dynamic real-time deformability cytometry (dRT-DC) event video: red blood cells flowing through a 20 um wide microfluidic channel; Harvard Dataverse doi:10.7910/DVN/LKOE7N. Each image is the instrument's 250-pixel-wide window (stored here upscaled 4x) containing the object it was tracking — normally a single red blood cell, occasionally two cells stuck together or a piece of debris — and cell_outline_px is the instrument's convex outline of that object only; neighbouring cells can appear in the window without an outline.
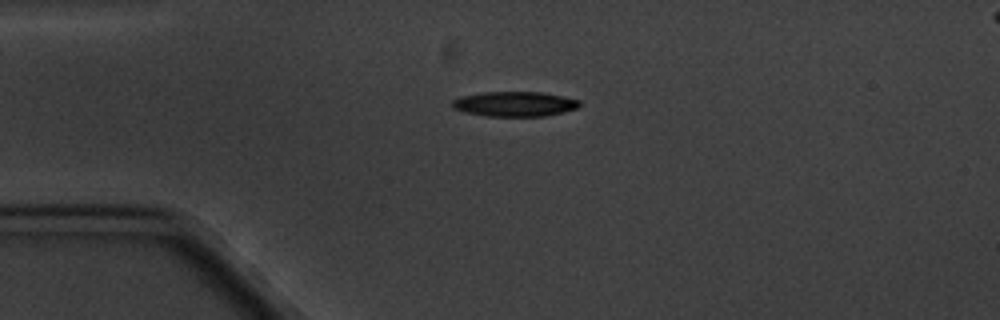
{"species": "common noctule bat (a hibernating species)", "species_latin": "Nyctalus noctula", "temperature_condition": "cold", "stored_images_in_passage": 5, "camera_frame_rate_fps": 3000, "um_per_image_px": 0.085, "animal": {"sex": "male", "body_mass_g": 20.1, "forearm_length_mm": 53.5}, "frame": {"image": 1, "passage_image": 1, "time_ms": 0.0, "image_size_px": [1000, 320], "cell_outline_px": [[580, 104], [576, 108], [564, 112], [544, 116], [488, 116], [464, 112], [452, 108], [452, 100], [460, 96], [484, 92], [544, 92], [580, 100]], "centroid_in_image_um": [43.73, 8.83], "position_along_channel_um": 41.3, "area_um2": 18.5}}